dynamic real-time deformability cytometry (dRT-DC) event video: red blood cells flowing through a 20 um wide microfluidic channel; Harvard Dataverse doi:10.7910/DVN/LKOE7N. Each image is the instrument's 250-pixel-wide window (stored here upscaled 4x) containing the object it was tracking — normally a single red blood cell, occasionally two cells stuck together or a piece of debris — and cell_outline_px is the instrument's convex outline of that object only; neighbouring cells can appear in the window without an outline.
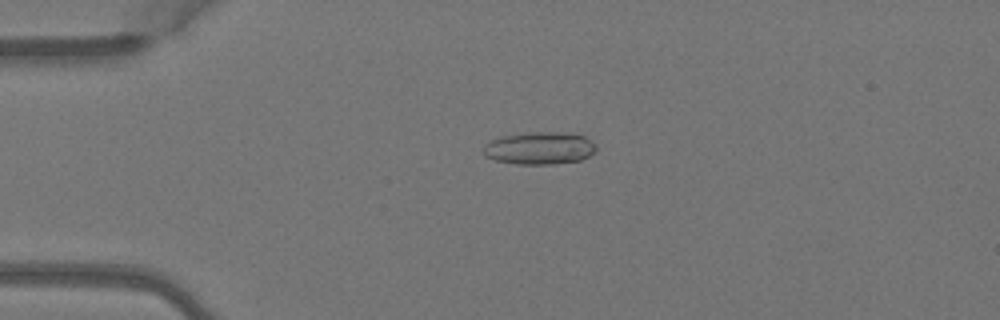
{"species": "Egyptian fruit bat (a non-hibernating species)", "species_latin": "Rousettus aegyptiacus", "temperature_condition": "warm", "stored_images_in_passage": 3, "camera_frame_rate_fps": 3000, "um_per_image_px": 0.085, "animal": {"sex": "female"}, "frame": {"image": 1, "passage_image": 2, "time_ms": 0.333, "image_size_px": [1000, 320], "cell_outline_px": [[596, 152], [580, 160], [552, 164], [516, 164], [496, 160], [484, 156], [484, 144], [500, 136], [528, 132], [564, 132], [584, 136], [596, 144]], "centroid_in_image_um": [45.86, 12.59], "position_along_channel_um": 39.1, "area_um2": 21.44}}